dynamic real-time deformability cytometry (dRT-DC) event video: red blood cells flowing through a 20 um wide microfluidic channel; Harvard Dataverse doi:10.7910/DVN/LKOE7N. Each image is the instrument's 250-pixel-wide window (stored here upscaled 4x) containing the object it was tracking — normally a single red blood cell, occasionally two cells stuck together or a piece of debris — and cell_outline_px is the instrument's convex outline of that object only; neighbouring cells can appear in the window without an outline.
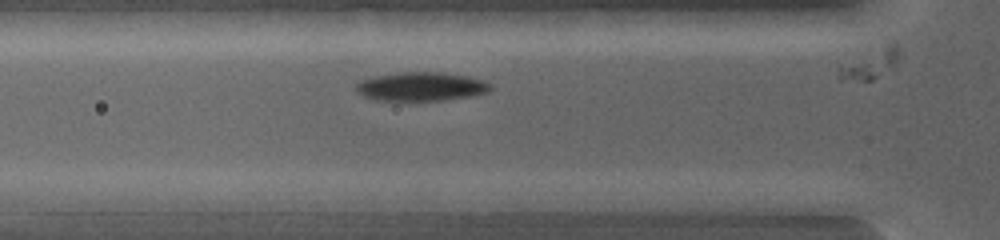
{"species": "common noctule bat (a hibernating species)", "species_latin": "Nyctalus noctula", "temperature_condition": "warm", "stored_images_in_passage": 4, "camera_frame_rate_fps": 5000, "um_per_image_px": 0.085, "animal": {"sex": "female", "body_mass_g": 19.0, "forearm_length_mm": 53.3}, "frame": {"image": 1, "passage_image": 3, "time_ms": 0.2, "image_size_px": [1000, 240], "cell_outline_px": [[588, 200], [560, 212], [496, 212], [492, 204], [496, 200], [520, 192], [584, 192], [588, 196]], "centroid_in_image_um": [45.86, 17.16], "position_along_channel_um": 79.9, "area_um2": 11.5}}